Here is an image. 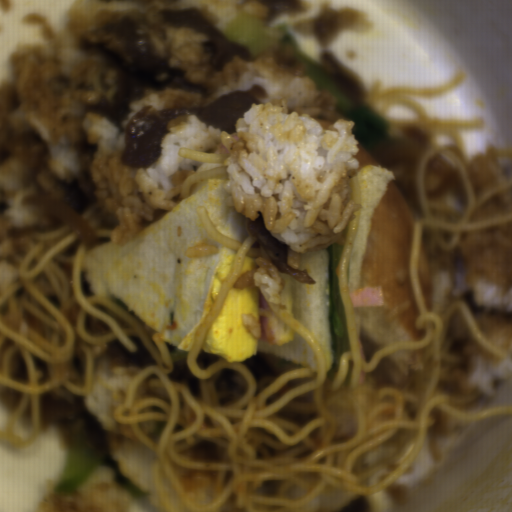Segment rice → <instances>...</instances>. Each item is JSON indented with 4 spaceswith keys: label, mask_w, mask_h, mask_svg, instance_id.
<instances>
[{
    "label": "rice",
    "mask_w": 512,
    "mask_h": 512,
    "mask_svg": "<svg viewBox=\"0 0 512 512\" xmlns=\"http://www.w3.org/2000/svg\"><path fill=\"white\" fill-rule=\"evenodd\" d=\"M282 0H72L63 27L33 12L20 18L41 25L42 40L18 42L7 53L10 83L0 81V255L14 254V230L56 225L62 219L40 205L23 203L28 196L61 201L55 179L74 182L82 171L74 143L80 128L91 143H100L89 176L97 184L93 203L117 221L111 242L132 243L143 220L156 211H173L168 200L179 170H197L199 161L179 154L180 147L209 151L225 131L206 125L192 113L171 119L160 156L146 168L126 166L121 157L130 120L144 106L163 109L203 108L223 95L265 87L266 99L255 101L237 118L238 138L223 159L221 194L229 209L256 221L285 249V265L300 269L305 252L329 250L340 244L359 204L349 183L360 165L357 123L339 118L324 127L311 115L293 108L335 105L329 91L306 74L304 63L288 45L274 44L255 62L236 55L223 68L212 67V53L201 44L208 36L194 27L172 26L156 11L195 7L220 31L235 15L256 16L268 24ZM144 13L167 34L152 40V51L171 56L170 67L186 70L188 78L213 96L165 88L133 99V111L121 134L114 121L85 109L103 95L113 103L118 75L106 67L102 54L81 48L79 38L100 24L117 23L129 12ZM291 107V108H290Z\"/></svg>",
    "instance_id": "652b925c"
},
{
    "label": "rice",
    "mask_w": 512,
    "mask_h": 512,
    "mask_svg": "<svg viewBox=\"0 0 512 512\" xmlns=\"http://www.w3.org/2000/svg\"><path fill=\"white\" fill-rule=\"evenodd\" d=\"M466 300L481 333L500 352L493 359L475 342L462 345L458 383L492 396L512 375V219L465 232L433 264L432 310Z\"/></svg>",
    "instance_id": "023b6e5f"
},
{
    "label": "rice",
    "mask_w": 512,
    "mask_h": 512,
    "mask_svg": "<svg viewBox=\"0 0 512 512\" xmlns=\"http://www.w3.org/2000/svg\"><path fill=\"white\" fill-rule=\"evenodd\" d=\"M147 367L149 357L110 342L95 349L79 396L105 427L113 470L96 463L84 483L70 493L58 494L53 486L37 512L168 510L154 482L153 450L141 443L135 430L112 419L129 398L138 370Z\"/></svg>",
    "instance_id": "8eca5e8b"
},
{
    "label": "rice",
    "mask_w": 512,
    "mask_h": 512,
    "mask_svg": "<svg viewBox=\"0 0 512 512\" xmlns=\"http://www.w3.org/2000/svg\"><path fill=\"white\" fill-rule=\"evenodd\" d=\"M422 183L431 199L451 204L467 200L464 183L446 153H435L422 170Z\"/></svg>",
    "instance_id": "acb35da6"
},
{
    "label": "rice",
    "mask_w": 512,
    "mask_h": 512,
    "mask_svg": "<svg viewBox=\"0 0 512 512\" xmlns=\"http://www.w3.org/2000/svg\"><path fill=\"white\" fill-rule=\"evenodd\" d=\"M235 284L238 290L254 285L269 300L271 306L280 309L286 306V288L281 271L268 257L252 258L249 269L240 276Z\"/></svg>",
    "instance_id": "b023fe2a"
}]
</instances>
